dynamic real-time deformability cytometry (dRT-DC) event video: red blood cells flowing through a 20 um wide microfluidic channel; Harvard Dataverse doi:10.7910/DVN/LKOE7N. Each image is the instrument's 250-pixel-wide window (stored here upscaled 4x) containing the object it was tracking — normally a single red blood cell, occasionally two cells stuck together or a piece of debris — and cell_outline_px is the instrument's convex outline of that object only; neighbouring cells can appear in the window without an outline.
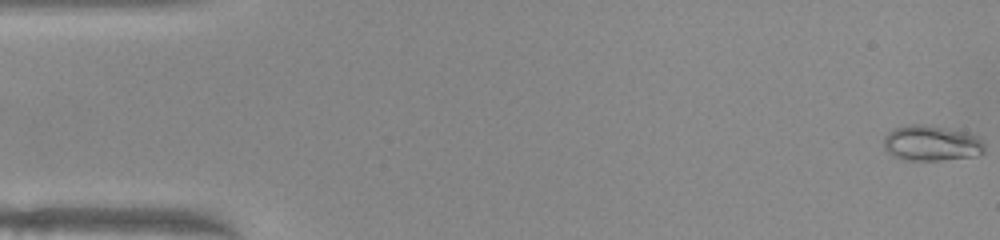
{"species": "common noctule bat (a hibernating species)", "species_latin": "Nyctalus noctula", "temperature_condition": "warm", "stored_images_in_passage": 51, "camera_frame_rate_fps": 3000, "um_per_image_px": 0.085, "animal": {"sex": "female", "body_mass_g": 22.0, "forearm_length_mm": 56.7}, "frame": {"image": 1, "passage_image": 1, "time_ms": 0.0, "image_size_px": [1000, 240], "cell_outline_px": [[984, 152], [976, 156], [940, 160], [904, 160], [892, 156], [884, 148], [884, 136], [888, 132], [896, 128], [908, 124], [924, 124], [948, 128], [968, 132], [976, 136], [984, 144]], "centroid_in_image_um": [79.16, 12.17], "position_along_channel_um": 5.8, "area_um2": 20.98}}
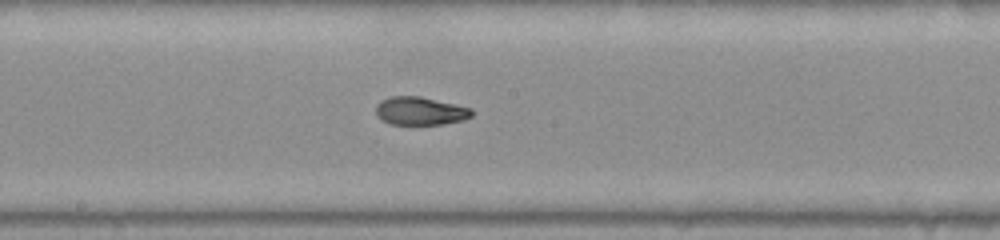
{"frame": {"image": 2, "passage_image": 27, "time_ms": 8.667, "image_size_px": [1000, 240], "cell_outline_px": [[472, 116], [464, 120], [444, 124], [388, 124], [376, 116], [376, 104], [380, 100], [392, 96], [420, 96], [456, 104], [472, 108]], "centroid_in_image_um": [35.71, 9.43], "position_along_channel_um": 212.5, "area_um2": 15.9}}
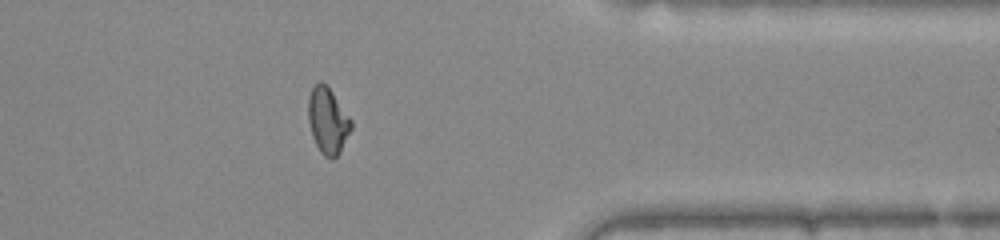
{"frame": {"image": 3, "passage_image": 41, "time_ms": 13.333, "image_size_px": [1000, 240], "cell_outline_px": [[352, 128], [340, 152], [332, 160], [324, 156], [320, 152], [312, 136], [308, 120], [308, 96], [312, 88], [320, 80], [332, 92], [352, 120]], "centroid_in_image_um": [27.86, 10.28], "position_along_channel_um": 383.5, "area_um2": 16.47}, "authors_computed_cell_mechanics": {"area_um2": 16.6464, "velocity_mm_per_s": 4.0217, "shape_relaxation_time_tau1_ms": null, "shape_relaxation_time_tau2_ms": 1.4056, "deformation_change_tau1": null, "deformation_change_tau2": 0.0637}}